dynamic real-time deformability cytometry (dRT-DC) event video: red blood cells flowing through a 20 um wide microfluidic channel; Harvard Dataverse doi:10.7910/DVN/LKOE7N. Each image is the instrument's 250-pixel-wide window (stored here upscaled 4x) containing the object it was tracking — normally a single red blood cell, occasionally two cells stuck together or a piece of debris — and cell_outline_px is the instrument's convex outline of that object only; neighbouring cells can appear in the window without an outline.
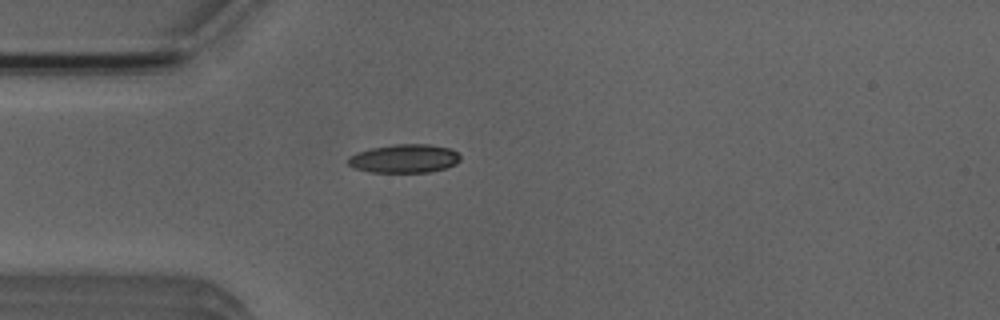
{"species": "Egyptian fruit bat (a non-hibernating species)", "species_latin": "Rousettus aegyptiacus", "temperature_condition": "room temperature", "stored_images_in_passage": 1, "camera_frame_rate_fps": 3000, "um_per_image_px": 0.085, "animal": {"sex": "male"}, "frame": {"image": 1, "passage_image": 1, "time_ms": 0.0, "image_size_px": [1000, 320], "cell_outline_px": [[460, 160], [456, 164], [444, 168], [428, 172], [372, 172], [356, 168], [348, 164], [348, 156], [356, 152], [372, 148], [396, 144], [428, 144], [448, 148], [456, 152], [460, 156]], "centroid_in_image_um": [34.36, 13.47], "position_along_channel_um": 50.6, "area_um2": 18.5}}